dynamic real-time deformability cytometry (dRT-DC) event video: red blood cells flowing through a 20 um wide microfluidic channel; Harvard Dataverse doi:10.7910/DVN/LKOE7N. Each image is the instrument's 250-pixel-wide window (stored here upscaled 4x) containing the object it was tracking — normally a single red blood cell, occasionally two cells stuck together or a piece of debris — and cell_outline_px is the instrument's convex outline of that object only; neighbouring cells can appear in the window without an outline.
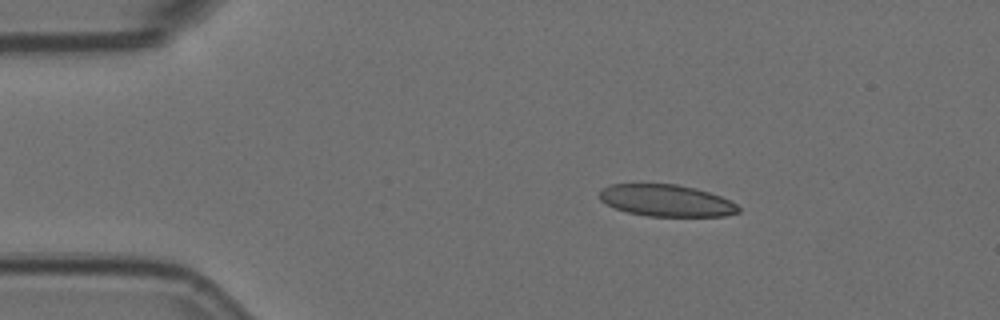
{"species": "Egyptian fruit bat (a non-hibernating species)", "species_latin": "Rousettus aegyptiacus", "temperature_condition": "room temperature", "stored_images_in_passage": 5, "camera_frame_rate_fps": 3000, "um_per_image_px": 0.085, "animal": {"sex": "female"}, "frame": {"image": 1, "passage_image": 2, "time_ms": 0.333, "image_size_px": [1000, 320], "cell_outline_px": [[740, 212], [724, 216], [648, 216], [628, 212], [616, 208], [600, 200], [600, 192], [604, 188], [612, 184], [676, 184], [696, 188], [720, 196], [736, 204], [740, 208]], "centroid_in_image_um": [56.66, 17.05], "position_along_channel_um": 28.3, "area_um2": 25.49}}
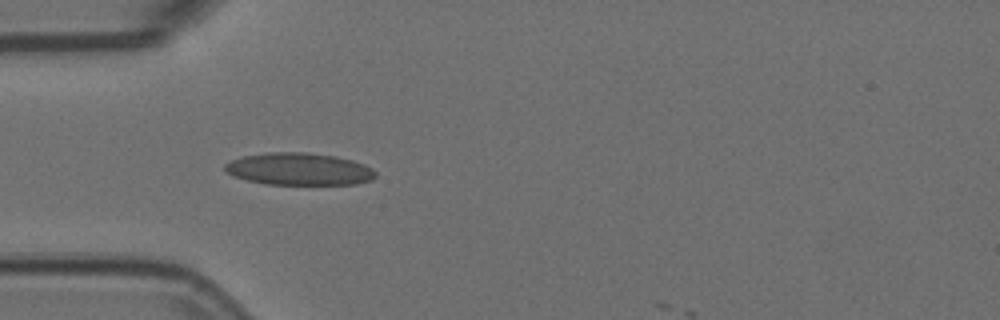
{"frame": {"image": 2, "passage_image": 4, "time_ms": 1.0, "image_size_px": [1000, 320], "cell_outline_px": [[376, 176], [372, 180], [356, 184], [264, 184], [232, 176], [224, 168], [224, 164], [232, 160], [244, 156], [268, 152], [308, 152], [336, 156], [352, 160], [364, 164], [372, 168], [376, 172]], "centroid_in_image_um": [25.44, 14.37], "position_along_channel_um": 59.6, "area_um2": 28.38}}
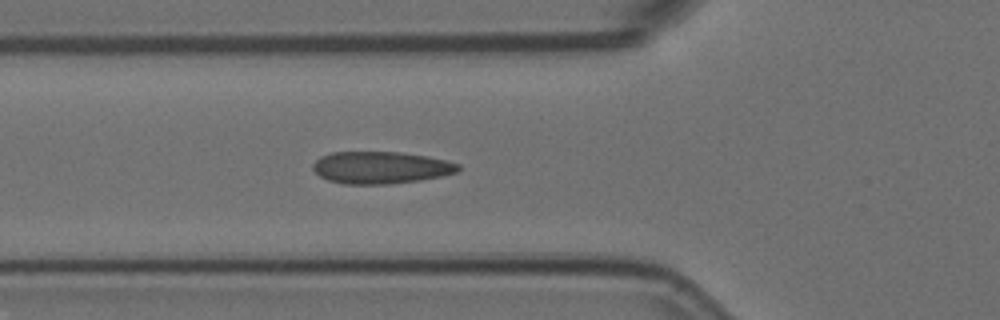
{"frame": {"image": 3, "passage_image": 5, "time_ms": 1.333, "image_size_px": [1000, 320], "cell_outline_px": [[460, 168], [456, 172], [440, 176], [420, 180], [388, 184], [344, 184], [328, 180], [320, 176], [312, 168], [312, 164], [320, 156], [332, 152], [400, 152], [428, 156], [460, 164]], "centroid_in_image_um": [32.34, 14.24], "position_along_channel_um": 93.5, "area_um2": 27.17}}